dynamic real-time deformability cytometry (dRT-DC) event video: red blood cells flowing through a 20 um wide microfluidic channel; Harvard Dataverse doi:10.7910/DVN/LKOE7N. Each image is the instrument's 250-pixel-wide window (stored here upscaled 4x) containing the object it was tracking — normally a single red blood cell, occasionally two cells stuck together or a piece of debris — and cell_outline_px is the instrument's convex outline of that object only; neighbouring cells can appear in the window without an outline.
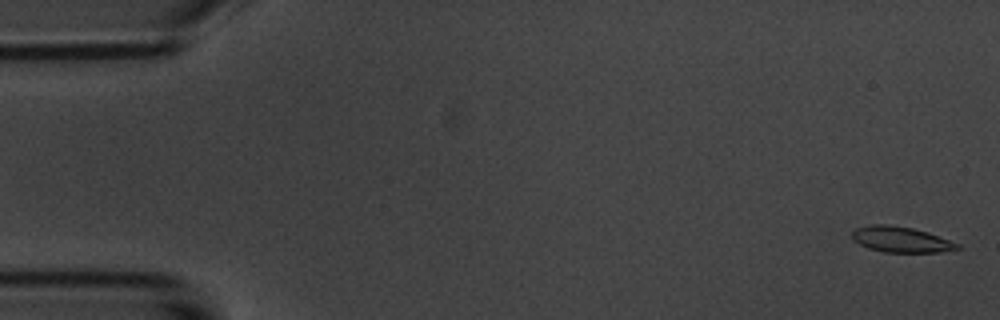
{"species": "common noctule bat (a hibernating species)", "species_latin": "Nyctalus noctula", "temperature_condition": "room temperature", "stored_images_in_passage": 6, "camera_frame_rate_fps": 3000, "um_per_image_px": 0.085, "animal": {"sex": "male", "body_mass_g": 20.1, "forearm_length_mm": 53.5}, "frame": {"image": 1, "passage_image": 1, "time_ms": 0.0, "image_size_px": [1000, 320], "cell_outline_px": [[960, 248], [940, 252], [884, 252], [868, 248], [852, 240], [852, 232], [856, 228], [872, 224], [888, 224], [912, 228], [928, 232], [960, 244]], "centroid_in_image_um": [76.56, 20.35], "position_along_channel_um": 8.4, "area_um2": 15.72}}